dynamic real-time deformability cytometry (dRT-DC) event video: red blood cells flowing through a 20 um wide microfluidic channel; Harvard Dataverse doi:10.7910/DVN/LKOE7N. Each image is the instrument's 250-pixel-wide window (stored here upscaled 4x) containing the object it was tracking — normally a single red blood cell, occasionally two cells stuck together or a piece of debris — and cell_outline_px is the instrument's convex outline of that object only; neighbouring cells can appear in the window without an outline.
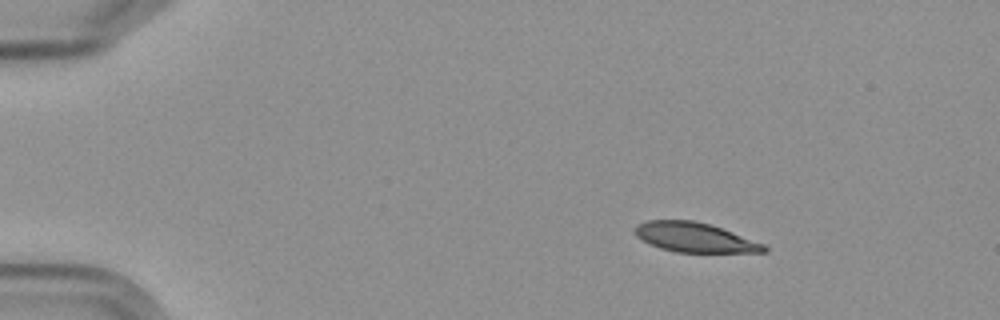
{"species": "Egyptian fruit bat (a non-hibernating species)", "species_latin": "Rousettus aegyptiacus", "temperature_condition": "cold", "stored_images_in_passage": 10, "camera_frame_rate_fps": 3000, "um_per_image_px": 0.085, "frame": {"image": 1, "passage_image": 2, "time_ms": 1.0, "image_size_px": [1000, 320], "cell_outline_px": [[768, 252], [676, 252], [660, 248], [636, 236], [636, 224], [648, 220], [692, 220], [712, 224], [764, 244], [768, 248]], "centroid_in_image_um": [59.08, 20.17], "position_along_channel_um": 25.9, "area_um2": 22.08}}
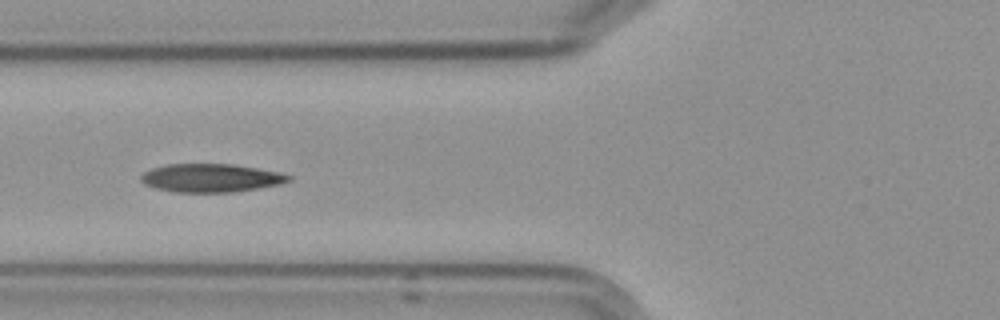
{"frame": {"image": 2, "passage_image": 6, "time_ms": 5.667, "image_size_px": [1000, 320], "cell_outline_px": [[292, 180], [280, 184], [232, 192], [176, 192], [156, 188], [144, 184], [140, 180], [140, 176], [144, 172], [152, 168], [168, 164], [232, 164], [280, 172], [292, 176]], "centroid_in_image_um": [17.92, 15.12], "position_along_channel_um": 107.9, "area_um2": 24.28}}
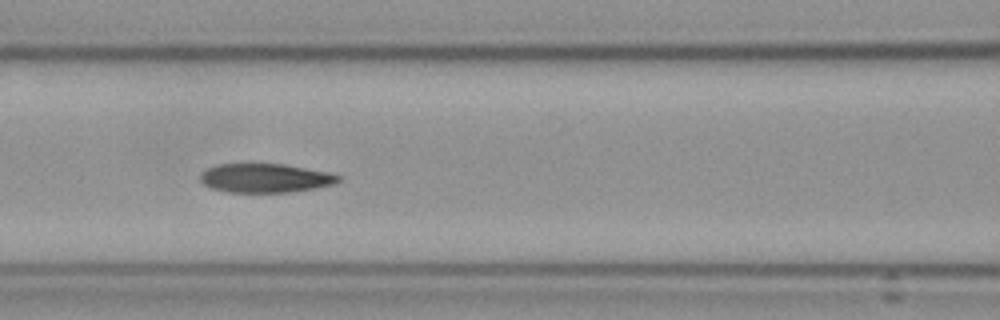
{"frame": {"image": 3, "passage_image": 7, "time_ms": 6.667, "image_size_px": [1000, 320], "cell_outline_px": [[340, 180], [336, 184], [288, 192], [228, 192], [212, 188], [204, 184], [200, 180], [200, 172], [216, 164], [284, 164], [328, 172], [340, 176]], "centroid_in_image_um": [22.52, 15.13], "position_along_channel_um": 144.1, "area_um2": 23.18}}